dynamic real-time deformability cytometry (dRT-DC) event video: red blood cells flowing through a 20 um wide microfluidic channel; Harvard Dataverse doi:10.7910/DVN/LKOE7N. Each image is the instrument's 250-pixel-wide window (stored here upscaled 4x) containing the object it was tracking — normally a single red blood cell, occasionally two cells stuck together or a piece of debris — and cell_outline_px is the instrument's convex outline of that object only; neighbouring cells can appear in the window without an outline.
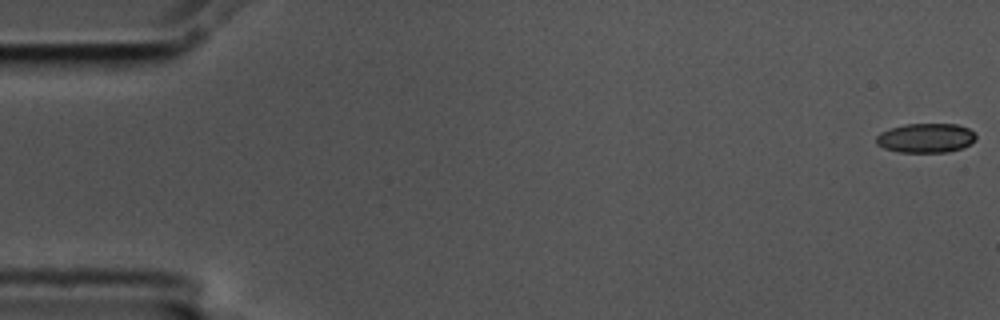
{"species": "common noctule bat (a hibernating species)", "species_latin": "Nyctalus noctula", "temperature_condition": "cold", "stored_images_in_passage": 57, "camera_frame_rate_fps": 3000, "um_per_image_px": 0.085, "animal": {"sex": "male", "body_mass_g": 17.5, "forearm_length_mm": 52.3}, "frame": {"image": 1, "passage_image": 1, "time_ms": 0.0, "image_size_px": [1000, 320], "cell_outline_px": [[976, 140], [964, 148], [948, 152], [900, 152], [884, 148], [876, 144], [876, 136], [880, 132], [888, 128], [904, 124], [956, 124], [968, 128], [976, 132]], "centroid_in_image_um": [78.71, 11.72], "position_along_channel_um": 6.3, "area_um2": 17.34}}
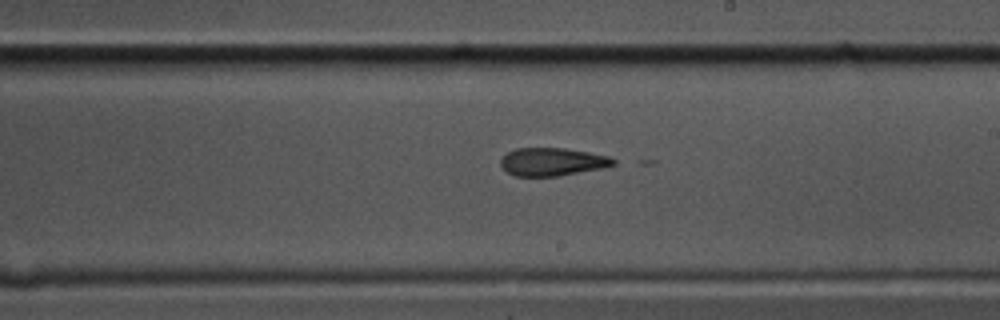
{"frame": {"image": 2, "passage_image": 33, "time_ms": 10.667, "image_size_px": [1000, 320], "cell_outline_px": [[616, 164], [604, 168], [556, 176], [516, 176], [508, 172], [500, 164], [500, 156], [516, 148], [564, 148], [588, 152], [608, 156], [616, 160]], "centroid_in_image_um": [46.94, 13.75], "position_along_channel_um": 242.1, "area_um2": 18.38}}
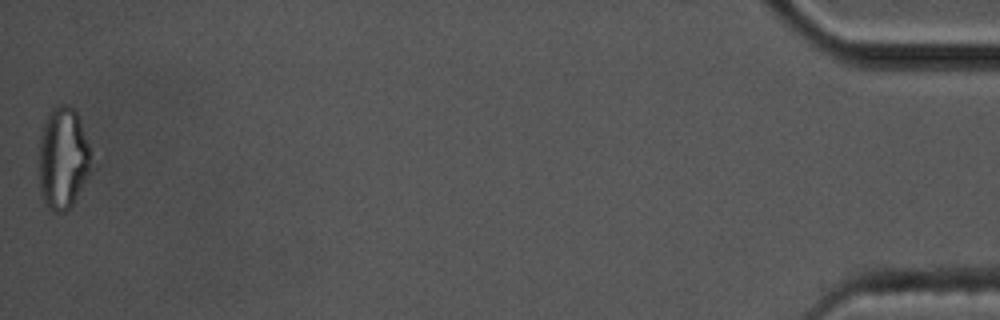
{"frame": {"image": 3, "passage_image": 57, "time_ms": 18.667, "image_size_px": [1000, 320], "cell_outline_px": [[96, 168], [72, 204], [64, 212], [52, 212], [48, 208], [40, 192], [40, 136], [48, 112], [52, 108], [60, 104], [64, 104], [72, 108], [76, 112], [88, 144]], "centroid_in_image_um": [5.4, 13.49], "position_along_channel_um": 429.8, "area_um2": 31.39}, "authors_computed_cell_mechanics": {"area_um2": 19.2474, "velocity_mm_per_s": 3.5688, "shape_relaxation_time_tau1_ms": 9.7956, "shape_relaxation_time_tau2_ms": 4.4341, "deformation_change_tau1": 0.264, "deformation_change_tau2": 0.1154}}